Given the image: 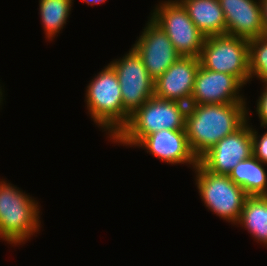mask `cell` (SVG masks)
<instances>
[{"mask_svg": "<svg viewBox=\"0 0 267 266\" xmlns=\"http://www.w3.org/2000/svg\"><path fill=\"white\" fill-rule=\"evenodd\" d=\"M247 103L189 104L185 130L198 160L221 139L234 133L248 119Z\"/></svg>", "mask_w": 267, "mask_h": 266, "instance_id": "6da1fadb", "label": "cell"}, {"mask_svg": "<svg viewBox=\"0 0 267 266\" xmlns=\"http://www.w3.org/2000/svg\"><path fill=\"white\" fill-rule=\"evenodd\" d=\"M85 103L94 123L106 131L110 140L129 120L130 114L123 107L117 74L110 64L87 85Z\"/></svg>", "mask_w": 267, "mask_h": 266, "instance_id": "7a4b0ae2", "label": "cell"}, {"mask_svg": "<svg viewBox=\"0 0 267 266\" xmlns=\"http://www.w3.org/2000/svg\"><path fill=\"white\" fill-rule=\"evenodd\" d=\"M187 109L186 104L153 96L130 115L112 142L135 147L145 136L159 130H185Z\"/></svg>", "mask_w": 267, "mask_h": 266, "instance_id": "3957f363", "label": "cell"}, {"mask_svg": "<svg viewBox=\"0 0 267 266\" xmlns=\"http://www.w3.org/2000/svg\"><path fill=\"white\" fill-rule=\"evenodd\" d=\"M40 207L37 200L6 180L0 181V237L15 246L39 232Z\"/></svg>", "mask_w": 267, "mask_h": 266, "instance_id": "277c9868", "label": "cell"}, {"mask_svg": "<svg viewBox=\"0 0 267 266\" xmlns=\"http://www.w3.org/2000/svg\"><path fill=\"white\" fill-rule=\"evenodd\" d=\"M249 40L227 34L206 37L200 65L211 71L235 76L243 85L250 80Z\"/></svg>", "mask_w": 267, "mask_h": 266, "instance_id": "5b68a950", "label": "cell"}, {"mask_svg": "<svg viewBox=\"0 0 267 266\" xmlns=\"http://www.w3.org/2000/svg\"><path fill=\"white\" fill-rule=\"evenodd\" d=\"M194 169L195 184L205 206L223 220L236 225L248 195L228 175L211 173L200 163Z\"/></svg>", "mask_w": 267, "mask_h": 266, "instance_id": "8992f818", "label": "cell"}, {"mask_svg": "<svg viewBox=\"0 0 267 266\" xmlns=\"http://www.w3.org/2000/svg\"><path fill=\"white\" fill-rule=\"evenodd\" d=\"M150 15L165 31L180 56L199 58L206 37L179 0L160 2Z\"/></svg>", "mask_w": 267, "mask_h": 266, "instance_id": "52a82bcc", "label": "cell"}, {"mask_svg": "<svg viewBox=\"0 0 267 266\" xmlns=\"http://www.w3.org/2000/svg\"><path fill=\"white\" fill-rule=\"evenodd\" d=\"M109 64L119 80L123 107L131 115L154 96V80L133 48L125 56L114 59Z\"/></svg>", "mask_w": 267, "mask_h": 266, "instance_id": "ba28073f", "label": "cell"}, {"mask_svg": "<svg viewBox=\"0 0 267 266\" xmlns=\"http://www.w3.org/2000/svg\"><path fill=\"white\" fill-rule=\"evenodd\" d=\"M247 121L234 133L217 142L200 159L199 163L209 172L229 175L232 169L252 153V134Z\"/></svg>", "mask_w": 267, "mask_h": 266, "instance_id": "9c48e42d", "label": "cell"}, {"mask_svg": "<svg viewBox=\"0 0 267 266\" xmlns=\"http://www.w3.org/2000/svg\"><path fill=\"white\" fill-rule=\"evenodd\" d=\"M132 48L141 57L143 65L155 81L179 57L165 31L151 17Z\"/></svg>", "mask_w": 267, "mask_h": 266, "instance_id": "30bf717a", "label": "cell"}, {"mask_svg": "<svg viewBox=\"0 0 267 266\" xmlns=\"http://www.w3.org/2000/svg\"><path fill=\"white\" fill-rule=\"evenodd\" d=\"M244 85L230 74L211 71L199 66L194 80L190 104L246 103L240 94Z\"/></svg>", "mask_w": 267, "mask_h": 266, "instance_id": "8fae6325", "label": "cell"}, {"mask_svg": "<svg viewBox=\"0 0 267 266\" xmlns=\"http://www.w3.org/2000/svg\"><path fill=\"white\" fill-rule=\"evenodd\" d=\"M199 66V58L180 56L154 81V96L189 105Z\"/></svg>", "mask_w": 267, "mask_h": 266, "instance_id": "7c38bea8", "label": "cell"}, {"mask_svg": "<svg viewBox=\"0 0 267 266\" xmlns=\"http://www.w3.org/2000/svg\"><path fill=\"white\" fill-rule=\"evenodd\" d=\"M136 147L147 150L167 164H188L194 169L199 163L189 146L186 130H159L145 136Z\"/></svg>", "mask_w": 267, "mask_h": 266, "instance_id": "4fadbf2b", "label": "cell"}, {"mask_svg": "<svg viewBox=\"0 0 267 266\" xmlns=\"http://www.w3.org/2000/svg\"><path fill=\"white\" fill-rule=\"evenodd\" d=\"M226 34L251 40L264 35L260 0H219Z\"/></svg>", "mask_w": 267, "mask_h": 266, "instance_id": "5bb4252c", "label": "cell"}, {"mask_svg": "<svg viewBox=\"0 0 267 266\" xmlns=\"http://www.w3.org/2000/svg\"><path fill=\"white\" fill-rule=\"evenodd\" d=\"M190 19L205 37L226 34L224 12L219 0H179Z\"/></svg>", "mask_w": 267, "mask_h": 266, "instance_id": "9a60e30c", "label": "cell"}, {"mask_svg": "<svg viewBox=\"0 0 267 266\" xmlns=\"http://www.w3.org/2000/svg\"><path fill=\"white\" fill-rule=\"evenodd\" d=\"M253 155L239 162L228 177L248 196H267V171Z\"/></svg>", "mask_w": 267, "mask_h": 266, "instance_id": "2e32d148", "label": "cell"}, {"mask_svg": "<svg viewBox=\"0 0 267 266\" xmlns=\"http://www.w3.org/2000/svg\"><path fill=\"white\" fill-rule=\"evenodd\" d=\"M236 224L267 246V196H248Z\"/></svg>", "mask_w": 267, "mask_h": 266, "instance_id": "e0dca14e", "label": "cell"}, {"mask_svg": "<svg viewBox=\"0 0 267 266\" xmlns=\"http://www.w3.org/2000/svg\"><path fill=\"white\" fill-rule=\"evenodd\" d=\"M73 0H39V13L45 37L53 40L66 25L70 16Z\"/></svg>", "mask_w": 267, "mask_h": 266, "instance_id": "ac0fdd59", "label": "cell"}, {"mask_svg": "<svg viewBox=\"0 0 267 266\" xmlns=\"http://www.w3.org/2000/svg\"><path fill=\"white\" fill-rule=\"evenodd\" d=\"M250 79L256 77L267 85V35L249 40Z\"/></svg>", "mask_w": 267, "mask_h": 266, "instance_id": "d6986e66", "label": "cell"}, {"mask_svg": "<svg viewBox=\"0 0 267 266\" xmlns=\"http://www.w3.org/2000/svg\"><path fill=\"white\" fill-rule=\"evenodd\" d=\"M251 125L252 153L255 158L267 165V131L261 136ZM255 129V130H254Z\"/></svg>", "mask_w": 267, "mask_h": 266, "instance_id": "ffe728a7", "label": "cell"}, {"mask_svg": "<svg viewBox=\"0 0 267 266\" xmlns=\"http://www.w3.org/2000/svg\"><path fill=\"white\" fill-rule=\"evenodd\" d=\"M256 112L258 114L261 127L267 129V85H263V91L257 99Z\"/></svg>", "mask_w": 267, "mask_h": 266, "instance_id": "44dd1931", "label": "cell"}, {"mask_svg": "<svg viewBox=\"0 0 267 266\" xmlns=\"http://www.w3.org/2000/svg\"><path fill=\"white\" fill-rule=\"evenodd\" d=\"M264 35H267V0H260Z\"/></svg>", "mask_w": 267, "mask_h": 266, "instance_id": "7402d4cb", "label": "cell"}, {"mask_svg": "<svg viewBox=\"0 0 267 266\" xmlns=\"http://www.w3.org/2000/svg\"><path fill=\"white\" fill-rule=\"evenodd\" d=\"M84 3L88 4V5H98V4H101V3H104L106 0H82Z\"/></svg>", "mask_w": 267, "mask_h": 266, "instance_id": "603a6c76", "label": "cell"}, {"mask_svg": "<svg viewBox=\"0 0 267 266\" xmlns=\"http://www.w3.org/2000/svg\"><path fill=\"white\" fill-rule=\"evenodd\" d=\"M4 91L2 90V88H1V86H0V105H1V103H2V101H3V93Z\"/></svg>", "mask_w": 267, "mask_h": 266, "instance_id": "cb8c5ba5", "label": "cell"}]
</instances>
